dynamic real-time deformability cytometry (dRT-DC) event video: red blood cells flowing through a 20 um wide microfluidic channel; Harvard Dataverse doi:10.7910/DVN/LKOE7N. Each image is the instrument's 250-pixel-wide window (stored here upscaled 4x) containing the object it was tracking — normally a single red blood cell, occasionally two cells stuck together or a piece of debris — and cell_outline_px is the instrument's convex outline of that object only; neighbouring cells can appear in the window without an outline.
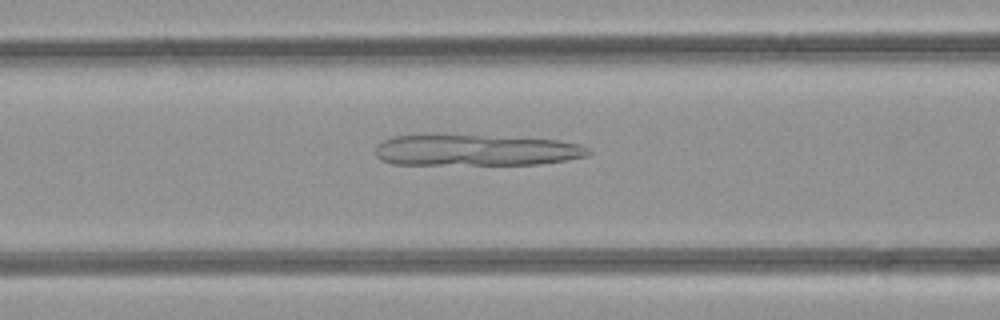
{"species": "common noctule bat (a hibernating species)", "species_latin": "Nyctalus noctula", "temperature_condition": "room temperature", "stored_images_in_passage": 38, "camera_frame_rate_fps": 3000, "um_per_image_px": 0.085, "animal": {"sex": "female", "body_mass_g": 21.9}, "frame": {"image": 1, "passage_image": 9, "time_ms": 2.667, "image_size_px": [1000, 320], "cell_outline_px": [[592, 152], [588, 156], [568, 160], [540, 164], [392, 164], [380, 160], [376, 156], [376, 144], [392, 136], [480, 136], [560, 140], [580, 144], [588, 148]], "centroid_in_image_um": [40.49, 12.79], "position_along_channel_um": 126.1, "area_um2": 38.32}}
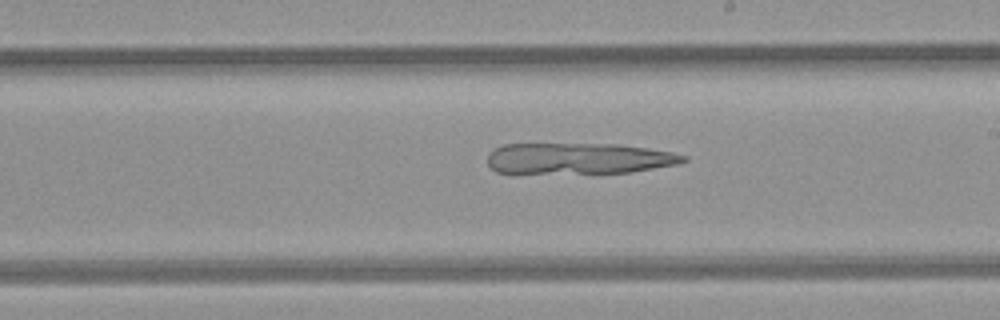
{"frame": {"image": 2, "passage_image": 17, "time_ms": 5.333, "image_size_px": [1000, 320], "cell_outline_px": [[688, 160], [680, 164], [628, 172], [516, 176], [496, 172], [488, 164], [488, 152], [492, 148], [504, 144], [620, 144], [648, 148], [672, 152], [688, 156]], "centroid_in_image_um": [49.08, 13.51], "position_along_channel_um": 239.9, "area_um2": 37.11}}
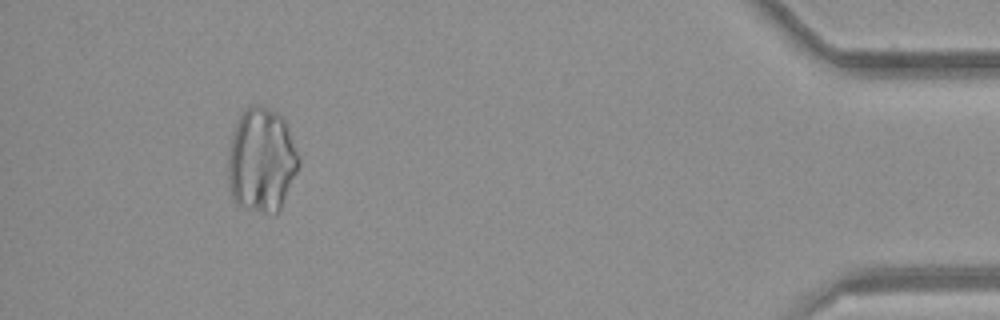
{"frame": {"image": 3, "passage_image": 34, "time_ms": 11.0, "image_size_px": [1000, 320], "cell_outline_px": [[300, 164], [280, 208], [276, 212], [264, 212], [248, 208], [236, 204], [228, 188], [228, 152], [232, 132], [236, 120], [244, 108], [248, 104], [260, 104], [284, 116], [300, 160]], "centroid_in_image_um": [22.2, 13.54], "position_along_channel_um": 413.0, "area_um2": 43.35}}